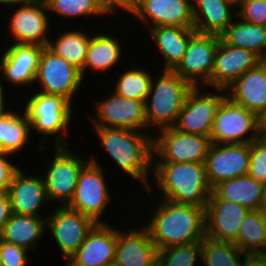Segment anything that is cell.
Wrapping results in <instances>:
<instances>
[{
  "instance_id": "obj_1",
  "label": "cell",
  "mask_w": 266,
  "mask_h": 266,
  "mask_svg": "<svg viewBox=\"0 0 266 266\" xmlns=\"http://www.w3.org/2000/svg\"><path fill=\"white\" fill-rule=\"evenodd\" d=\"M161 200L145 226L158 251L172 245L201 242L206 237L205 208Z\"/></svg>"
},
{
  "instance_id": "obj_2",
  "label": "cell",
  "mask_w": 266,
  "mask_h": 266,
  "mask_svg": "<svg viewBox=\"0 0 266 266\" xmlns=\"http://www.w3.org/2000/svg\"><path fill=\"white\" fill-rule=\"evenodd\" d=\"M94 129L101 145L123 172L140 181L145 189L151 192L147 176L150 173L148 170H152L153 166L154 137L127 128L94 127Z\"/></svg>"
},
{
  "instance_id": "obj_3",
  "label": "cell",
  "mask_w": 266,
  "mask_h": 266,
  "mask_svg": "<svg viewBox=\"0 0 266 266\" xmlns=\"http://www.w3.org/2000/svg\"><path fill=\"white\" fill-rule=\"evenodd\" d=\"M153 165L151 174L162 190L163 199L206 208L212 188L205 163L153 162Z\"/></svg>"
},
{
  "instance_id": "obj_4",
  "label": "cell",
  "mask_w": 266,
  "mask_h": 266,
  "mask_svg": "<svg viewBox=\"0 0 266 266\" xmlns=\"http://www.w3.org/2000/svg\"><path fill=\"white\" fill-rule=\"evenodd\" d=\"M192 88L189 82L170 70H163L160 77L152 79L150 92L145 101L148 128L155 126L161 130L173 127Z\"/></svg>"
},
{
  "instance_id": "obj_5",
  "label": "cell",
  "mask_w": 266,
  "mask_h": 266,
  "mask_svg": "<svg viewBox=\"0 0 266 266\" xmlns=\"http://www.w3.org/2000/svg\"><path fill=\"white\" fill-rule=\"evenodd\" d=\"M30 97L23 113L31 123V129L47 137L58 134L55 137V145L66 146L65 134L73 112L71 103L62 96L41 92Z\"/></svg>"
},
{
  "instance_id": "obj_6",
  "label": "cell",
  "mask_w": 266,
  "mask_h": 266,
  "mask_svg": "<svg viewBox=\"0 0 266 266\" xmlns=\"http://www.w3.org/2000/svg\"><path fill=\"white\" fill-rule=\"evenodd\" d=\"M160 131L159 137L153 139V162L205 163L210 137L186 133L174 127Z\"/></svg>"
},
{
  "instance_id": "obj_7",
  "label": "cell",
  "mask_w": 266,
  "mask_h": 266,
  "mask_svg": "<svg viewBox=\"0 0 266 266\" xmlns=\"http://www.w3.org/2000/svg\"><path fill=\"white\" fill-rule=\"evenodd\" d=\"M89 161L81 170L72 200L66 206L90 217L95 223H105L100 217L110 203L107 181L95 158Z\"/></svg>"
},
{
  "instance_id": "obj_8",
  "label": "cell",
  "mask_w": 266,
  "mask_h": 266,
  "mask_svg": "<svg viewBox=\"0 0 266 266\" xmlns=\"http://www.w3.org/2000/svg\"><path fill=\"white\" fill-rule=\"evenodd\" d=\"M82 81L79 69L56 55L47 46L44 47L35 77V82L41 86L38 92L62 96L72 104Z\"/></svg>"
},
{
  "instance_id": "obj_9",
  "label": "cell",
  "mask_w": 266,
  "mask_h": 266,
  "mask_svg": "<svg viewBox=\"0 0 266 266\" xmlns=\"http://www.w3.org/2000/svg\"><path fill=\"white\" fill-rule=\"evenodd\" d=\"M249 131L251 135L249 134ZM253 133V134H252ZM249 134V136H247ZM256 115L229 97L221 102L210 135L214 144L251 143L258 139ZM247 137V138H246Z\"/></svg>"
},
{
  "instance_id": "obj_10",
  "label": "cell",
  "mask_w": 266,
  "mask_h": 266,
  "mask_svg": "<svg viewBox=\"0 0 266 266\" xmlns=\"http://www.w3.org/2000/svg\"><path fill=\"white\" fill-rule=\"evenodd\" d=\"M55 149L56 155L43 181L49 202L59 201L61 206H66L72 200L81 170L90 161L72 153L68 147L56 146Z\"/></svg>"
},
{
  "instance_id": "obj_11",
  "label": "cell",
  "mask_w": 266,
  "mask_h": 266,
  "mask_svg": "<svg viewBox=\"0 0 266 266\" xmlns=\"http://www.w3.org/2000/svg\"><path fill=\"white\" fill-rule=\"evenodd\" d=\"M219 40L218 35L196 32L189 40L182 61L173 71L193 87L200 83L210 87Z\"/></svg>"
},
{
  "instance_id": "obj_12",
  "label": "cell",
  "mask_w": 266,
  "mask_h": 266,
  "mask_svg": "<svg viewBox=\"0 0 266 266\" xmlns=\"http://www.w3.org/2000/svg\"><path fill=\"white\" fill-rule=\"evenodd\" d=\"M221 93V94H219ZM223 89L202 94L200 86L193 87L188 93L184 106L178 115L176 130L210 137L217 110L226 97ZM224 93V94H223ZM219 94V95H218Z\"/></svg>"
},
{
  "instance_id": "obj_13",
  "label": "cell",
  "mask_w": 266,
  "mask_h": 266,
  "mask_svg": "<svg viewBox=\"0 0 266 266\" xmlns=\"http://www.w3.org/2000/svg\"><path fill=\"white\" fill-rule=\"evenodd\" d=\"M250 143H211L205 160L206 175L213 189L223 181L248 174Z\"/></svg>"
},
{
  "instance_id": "obj_14",
  "label": "cell",
  "mask_w": 266,
  "mask_h": 266,
  "mask_svg": "<svg viewBox=\"0 0 266 266\" xmlns=\"http://www.w3.org/2000/svg\"><path fill=\"white\" fill-rule=\"evenodd\" d=\"M45 216L46 228L50 230L67 263L96 223L90 217L61 205L54 209L53 214Z\"/></svg>"
},
{
  "instance_id": "obj_15",
  "label": "cell",
  "mask_w": 266,
  "mask_h": 266,
  "mask_svg": "<svg viewBox=\"0 0 266 266\" xmlns=\"http://www.w3.org/2000/svg\"><path fill=\"white\" fill-rule=\"evenodd\" d=\"M95 104L98 119L91 117L93 127L127 128L139 132H143L140 130L142 128H148L145 101L121 97L113 92Z\"/></svg>"
},
{
  "instance_id": "obj_16",
  "label": "cell",
  "mask_w": 266,
  "mask_h": 266,
  "mask_svg": "<svg viewBox=\"0 0 266 266\" xmlns=\"http://www.w3.org/2000/svg\"><path fill=\"white\" fill-rule=\"evenodd\" d=\"M19 4L10 22L11 34L17 40L14 43L48 46L50 24L45 0H17L15 5Z\"/></svg>"
},
{
  "instance_id": "obj_17",
  "label": "cell",
  "mask_w": 266,
  "mask_h": 266,
  "mask_svg": "<svg viewBox=\"0 0 266 266\" xmlns=\"http://www.w3.org/2000/svg\"><path fill=\"white\" fill-rule=\"evenodd\" d=\"M261 61L253 51L229 45L220 36L211 75L212 89L226 90Z\"/></svg>"
},
{
  "instance_id": "obj_18",
  "label": "cell",
  "mask_w": 266,
  "mask_h": 266,
  "mask_svg": "<svg viewBox=\"0 0 266 266\" xmlns=\"http://www.w3.org/2000/svg\"><path fill=\"white\" fill-rule=\"evenodd\" d=\"M191 0H133L130 14L158 26L194 28ZM148 18V19H147ZM150 22H149V21Z\"/></svg>"
},
{
  "instance_id": "obj_19",
  "label": "cell",
  "mask_w": 266,
  "mask_h": 266,
  "mask_svg": "<svg viewBox=\"0 0 266 266\" xmlns=\"http://www.w3.org/2000/svg\"><path fill=\"white\" fill-rule=\"evenodd\" d=\"M249 211L238 203L220 200L212 192L205 208L206 237L234 242Z\"/></svg>"
},
{
  "instance_id": "obj_20",
  "label": "cell",
  "mask_w": 266,
  "mask_h": 266,
  "mask_svg": "<svg viewBox=\"0 0 266 266\" xmlns=\"http://www.w3.org/2000/svg\"><path fill=\"white\" fill-rule=\"evenodd\" d=\"M117 246V229L96 223L66 266H113Z\"/></svg>"
},
{
  "instance_id": "obj_21",
  "label": "cell",
  "mask_w": 266,
  "mask_h": 266,
  "mask_svg": "<svg viewBox=\"0 0 266 266\" xmlns=\"http://www.w3.org/2000/svg\"><path fill=\"white\" fill-rule=\"evenodd\" d=\"M44 47L36 44L13 43L1 58V72L16 86L32 85L38 69L40 56Z\"/></svg>"
},
{
  "instance_id": "obj_22",
  "label": "cell",
  "mask_w": 266,
  "mask_h": 266,
  "mask_svg": "<svg viewBox=\"0 0 266 266\" xmlns=\"http://www.w3.org/2000/svg\"><path fill=\"white\" fill-rule=\"evenodd\" d=\"M122 232L117 228V246L113 266H149L157 259L158 249L148 229Z\"/></svg>"
},
{
  "instance_id": "obj_23",
  "label": "cell",
  "mask_w": 266,
  "mask_h": 266,
  "mask_svg": "<svg viewBox=\"0 0 266 266\" xmlns=\"http://www.w3.org/2000/svg\"><path fill=\"white\" fill-rule=\"evenodd\" d=\"M7 193L15 214L41 217L38 210L49 202L43 178L25 175L20 169L14 173Z\"/></svg>"
},
{
  "instance_id": "obj_24",
  "label": "cell",
  "mask_w": 266,
  "mask_h": 266,
  "mask_svg": "<svg viewBox=\"0 0 266 266\" xmlns=\"http://www.w3.org/2000/svg\"><path fill=\"white\" fill-rule=\"evenodd\" d=\"M227 92V97L234 103L243 106L255 115L262 111L266 107V60H262L246 71L226 89L225 93Z\"/></svg>"
},
{
  "instance_id": "obj_25",
  "label": "cell",
  "mask_w": 266,
  "mask_h": 266,
  "mask_svg": "<svg viewBox=\"0 0 266 266\" xmlns=\"http://www.w3.org/2000/svg\"><path fill=\"white\" fill-rule=\"evenodd\" d=\"M194 29L202 34L221 36L233 21L236 14L229 0H192ZM235 13V14H234Z\"/></svg>"
},
{
  "instance_id": "obj_26",
  "label": "cell",
  "mask_w": 266,
  "mask_h": 266,
  "mask_svg": "<svg viewBox=\"0 0 266 266\" xmlns=\"http://www.w3.org/2000/svg\"><path fill=\"white\" fill-rule=\"evenodd\" d=\"M150 29V34L165 60L162 70L173 71L182 61L189 40L196 30L177 26H158Z\"/></svg>"
},
{
  "instance_id": "obj_27",
  "label": "cell",
  "mask_w": 266,
  "mask_h": 266,
  "mask_svg": "<svg viewBox=\"0 0 266 266\" xmlns=\"http://www.w3.org/2000/svg\"><path fill=\"white\" fill-rule=\"evenodd\" d=\"M46 217L12 213L0 234L2 241L21 246L29 251L36 248L39 238L45 233Z\"/></svg>"
},
{
  "instance_id": "obj_28",
  "label": "cell",
  "mask_w": 266,
  "mask_h": 266,
  "mask_svg": "<svg viewBox=\"0 0 266 266\" xmlns=\"http://www.w3.org/2000/svg\"><path fill=\"white\" fill-rule=\"evenodd\" d=\"M263 184L248 174L223 181L212 192L220 199L235 202L249 210H258L263 192Z\"/></svg>"
},
{
  "instance_id": "obj_29",
  "label": "cell",
  "mask_w": 266,
  "mask_h": 266,
  "mask_svg": "<svg viewBox=\"0 0 266 266\" xmlns=\"http://www.w3.org/2000/svg\"><path fill=\"white\" fill-rule=\"evenodd\" d=\"M221 38L229 45L248 49L266 60V26L232 21Z\"/></svg>"
},
{
  "instance_id": "obj_30",
  "label": "cell",
  "mask_w": 266,
  "mask_h": 266,
  "mask_svg": "<svg viewBox=\"0 0 266 266\" xmlns=\"http://www.w3.org/2000/svg\"><path fill=\"white\" fill-rule=\"evenodd\" d=\"M115 38L108 34L92 35L87 48L84 75L88 68L94 72L107 71L118 62L123 53H121L119 40Z\"/></svg>"
},
{
  "instance_id": "obj_31",
  "label": "cell",
  "mask_w": 266,
  "mask_h": 266,
  "mask_svg": "<svg viewBox=\"0 0 266 266\" xmlns=\"http://www.w3.org/2000/svg\"><path fill=\"white\" fill-rule=\"evenodd\" d=\"M90 38L80 30L66 31L62 35L60 34V37L58 36L56 42L50 39L47 47L79 69L84 79V63Z\"/></svg>"
},
{
  "instance_id": "obj_32",
  "label": "cell",
  "mask_w": 266,
  "mask_h": 266,
  "mask_svg": "<svg viewBox=\"0 0 266 266\" xmlns=\"http://www.w3.org/2000/svg\"><path fill=\"white\" fill-rule=\"evenodd\" d=\"M30 131L31 123L25 113L11 111L0 117V150L10 154L18 152L28 143Z\"/></svg>"
},
{
  "instance_id": "obj_33",
  "label": "cell",
  "mask_w": 266,
  "mask_h": 266,
  "mask_svg": "<svg viewBox=\"0 0 266 266\" xmlns=\"http://www.w3.org/2000/svg\"><path fill=\"white\" fill-rule=\"evenodd\" d=\"M243 254V261L241 259ZM246 253L233 242L216 241L205 237L201 241L203 266H244Z\"/></svg>"
},
{
  "instance_id": "obj_34",
  "label": "cell",
  "mask_w": 266,
  "mask_h": 266,
  "mask_svg": "<svg viewBox=\"0 0 266 266\" xmlns=\"http://www.w3.org/2000/svg\"><path fill=\"white\" fill-rule=\"evenodd\" d=\"M233 243L247 255L266 253V228L259 210H250L244 217L237 239Z\"/></svg>"
},
{
  "instance_id": "obj_35",
  "label": "cell",
  "mask_w": 266,
  "mask_h": 266,
  "mask_svg": "<svg viewBox=\"0 0 266 266\" xmlns=\"http://www.w3.org/2000/svg\"><path fill=\"white\" fill-rule=\"evenodd\" d=\"M153 76L143 69H132L119 76L115 93L121 97L146 101Z\"/></svg>"
},
{
  "instance_id": "obj_36",
  "label": "cell",
  "mask_w": 266,
  "mask_h": 266,
  "mask_svg": "<svg viewBox=\"0 0 266 266\" xmlns=\"http://www.w3.org/2000/svg\"><path fill=\"white\" fill-rule=\"evenodd\" d=\"M48 12L61 17H81L111 15L98 0H45Z\"/></svg>"
},
{
  "instance_id": "obj_37",
  "label": "cell",
  "mask_w": 266,
  "mask_h": 266,
  "mask_svg": "<svg viewBox=\"0 0 266 266\" xmlns=\"http://www.w3.org/2000/svg\"><path fill=\"white\" fill-rule=\"evenodd\" d=\"M201 261V242L172 245L158 251L160 266H196Z\"/></svg>"
},
{
  "instance_id": "obj_38",
  "label": "cell",
  "mask_w": 266,
  "mask_h": 266,
  "mask_svg": "<svg viewBox=\"0 0 266 266\" xmlns=\"http://www.w3.org/2000/svg\"><path fill=\"white\" fill-rule=\"evenodd\" d=\"M237 6V17L251 24L266 26V0H242Z\"/></svg>"
},
{
  "instance_id": "obj_39",
  "label": "cell",
  "mask_w": 266,
  "mask_h": 266,
  "mask_svg": "<svg viewBox=\"0 0 266 266\" xmlns=\"http://www.w3.org/2000/svg\"><path fill=\"white\" fill-rule=\"evenodd\" d=\"M248 175L259 183L266 184V147L258 139L250 143Z\"/></svg>"
},
{
  "instance_id": "obj_40",
  "label": "cell",
  "mask_w": 266,
  "mask_h": 266,
  "mask_svg": "<svg viewBox=\"0 0 266 266\" xmlns=\"http://www.w3.org/2000/svg\"><path fill=\"white\" fill-rule=\"evenodd\" d=\"M2 266H26L27 249L0 239Z\"/></svg>"
},
{
  "instance_id": "obj_41",
  "label": "cell",
  "mask_w": 266,
  "mask_h": 266,
  "mask_svg": "<svg viewBox=\"0 0 266 266\" xmlns=\"http://www.w3.org/2000/svg\"><path fill=\"white\" fill-rule=\"evenodd\" d=\"M10 153L0 150V192H7L14 173L19 169L6 159Z\"/></svg>"
},
{
  "instance_id": "obj_42",
  "label": "cell",
  "mask_w": 266,
  "mask_h": 266,
  "mask_svg": "<svg viewBox=\"0 0 266 266\" xmlns=\"http://www.w3.org/2000/svg\"><path fill=\"white\" fill-rule=\"evenodd\" d=\"M12 207L10 198L7 192H0V234L3 231L5 224L12 215Z\"/></svg>"
},
{
  "instance_id": "obj_43",
  "label": "cell",
  "mask_w": 266,
  "mask_h": 266,
  "mask_svg": "<svg viewBox=\"0 0 266 266\" xmlns=\"http://www.w3.org/2000/svg\"><path fill=\"white\" fill-rule=\"evenodd\" d=\"M101 5L110 13H114L116 10L118 11V9H123V11L125 10L127 13H129L132 4H133V0H98ZM118 8V9H117Z\"/></svg>"
},
{
  "instance_id": "obj_44",
  "label": "cell",
  "mask_w": 266,
  "mask_h": 266,
  "mask_svg": "<svg viewBox=\"0 0 266 266\" xmlns=\"http://www.w3.org/2000/svg\"><path fill=\"white\" fill-rule=\"evenodd\" d=\"M244 266H266V253L246 255Z\"/></svg>"
},
{
  "instance_id": "obj_45",
  "label": "cell",
  "mask_w": 266,
  "mask_h": 266,
  "mask_svg": "<svg viewBox=\"0 0 266 266\" xmlns=\"http://www.w3.org/2000/svg\"><path fill=\"white\" fill-rule=\"evenodd\" d=\"M258 135L266 134V107L256 115Z\"/></svg>"
},
{
  "instance_id": "obj_46",
  "label": "cell",
  "mask_w": 266,
  "mask_h": 266,
  "mask_svg": "<svg viewBox=\"0 0 266 266\" xmlns=\"http://www.w3.org/2000/svg\"><path fill=\"white\" fill-rule=\"evenodd\" d=\"M1 82V81H0ZM3 85L0 83V117L8 114L10 111V109H5V95H4V89H3Z\"/></svg>"
},
{
  "instance_id": "obj_47",
  "label": "cell",
  "mask_w": 266,
  "mask_h": 266,
  "mask_svg": "<svg viewBox=\"0 0 266 266\" xmlns=\"http://www.w3.org/2000/svg\"><path fill=\"white\" fill-rule=\"evenodd\" d=\"M258 210L266 211V184L263 186L262 199Z\"/></svg>"
},
{
  "instance_id": "obj_48",
  "label": "cell",
  "mask_w": 266,
  "mask_h": 266,
  "mask_svg": "<svg viewBox=\"0 0 266 266\" xmlns=\"http://www.w3.org/2000/svg\"><path fill=\"white\" fill-rule=\"evenodd\" d=\"M17 0H0V4H7L8 6H13Z\"/></svg>"
},
{
  "instance_id": "obj_49",
  "label": "cell",
  "mask_w": 266,
  "mask_h": 266,
  "mask_svg": "<svg viewBox=\"0 0 266 266\" xmlns=\"http://www.w3.org/2000/svg\"><path fill=\"white\" fill-rule=\"evenodd\" d=\"M258 140L266 147V134L259 135Z\"/></svg>"
},
{
  "instance_id": "obj_50",
  "label": "cell",
  "mask_w": 266,
  "mask_h": 266,
  "mask_svg": "<svg viewBox=\"0 0 266 266\" xmlns=\"http://www.w3.org/2000/svg\"><path fill=\"white\" fill-rule=\"evenodd\" d=\"M259 212H260V216H261V219H262V223H263V225L266 228V211H259Z\"/></svg>"
},
{
  "instance_id": "obj_51",
  "label": "cell",
  "mask_w": 266,
  "mask_h": 266,
  "mask_svg": "<svg viewBox=\"0 0 266 266\" xmlns=\"http://www.w3.org/2000/svg\"><path fill=\"white\" fill-rule=\"evenodd\" d=\"M149 266H160L158 260L156 259L152 264H150Z\"/></svg>"
},
{
  "instance_id": "obj_52",
  "label": "cell",
  "mask_w": 266,
  "mask_h": 266,
  "mask_svg": "<svg viewBox=\"0 0 266 266\" xmlns=\"http://www.w3.org/2000/svg\"><path fill=\"white\" fill-rule=\"evenodd\" d=\"M231 1L234 5H238L242 0H229Z\"/></svg>"
},
{
  "instance_id": "obj_53",
  "label": "cell",
  "mask_w": 266,
  "mask_h": 266,
  "mask_svg": "<svg viewBox=\"0 0 266 266\" xmlns=\"http://www.w3.org/2000/svg\"><path fill=\"white\" fill-rule=\"evenodd\" d=\"M0 266H2V261H1V250H0Z\"/></svg>"
}]
</instances>
